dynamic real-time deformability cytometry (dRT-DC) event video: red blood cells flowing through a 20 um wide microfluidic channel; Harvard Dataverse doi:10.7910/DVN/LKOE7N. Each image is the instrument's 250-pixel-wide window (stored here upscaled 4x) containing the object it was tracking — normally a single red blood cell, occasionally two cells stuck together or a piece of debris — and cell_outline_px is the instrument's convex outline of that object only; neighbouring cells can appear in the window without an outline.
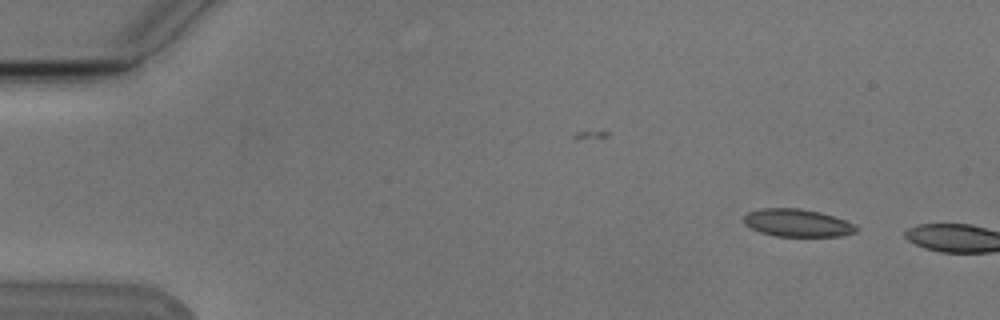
{"species": "Egyptian fruit bat (a non-hibernating species)", "species_latin": "Rousettus aegyptiacus", "temperature_condition": "cold", "stored_images_in_passage": 4, "camera_frame_rate_fps": 3000, "um_per_image_px": 0.085, "animal": {"sex": "male"}, "frame": {"image": 1, "passage_image": 1, "time_ms": 0.0, "image_size_px": [1000, 320], "cell_outline_px": [[860, 228], [856, 232], [840, 236], [776, 236], [760, 232], [744, 224], [744, 216], [748, 212], [760, 208], [800, 208], [820, 212], [856, 224]], "centroid_in_image_um": [67.79, 18.94], "position_along_channel_um": 17.2, "area_um2": 18.15}}